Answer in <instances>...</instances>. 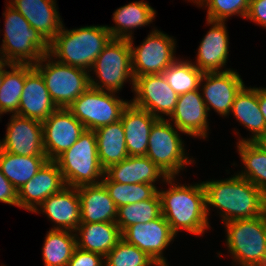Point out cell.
Listing matches in <instances>:
<instances>
[{"instance_id": "6da1fadb", "label": "cell", "mask_w": 266, "mask_h": 266, "mask_svg": "<svg viewBox=\"0 0 266 266\" xmlns=\"http://www.w3.org/2000/svg\"><path fill=\"white\" fill-rule=\"evenodd\" d=\"M206 212L218 208L222 222L255 218L266 213V195L238 174L223 180L203 181Z\"/></svg>"}, {"instance_id": "7a4b0ae2", "label": "cell", "mask_w": 266, "mask_h": 266, "mask_svg": "<svg viewBox=\"0 0 266 266\" xmlns=\"http://www.w3.org/2000/svg\"><path fill=\"white\" fill-rule=\"evenodd\" d=\"M176 177H169L165 183L168 190H158L161 199V214L177 235L185 230L193 235H202L210 229L206 212V194L203 183L191 185L175 184Z\"/></svg>"}, {"instance_id": "3957f363", "label": "cell", "mask_w": 266, "mask_h": 266, "mask_svg": "<svg viewBox=\"0 0 266 266\" xmlns=\"http://www.w3.org/2000/svg\"><path fill=\"white\" fill-rule=\"evenodd\" d=\"M49 43V55L65 65L90 72L98 55L112 39L106 25L65 29Z\"/></svg>"}, {"instance_id": "277c9868", "label": "cell", "mask_w": 266, "mask_h": 266, "mask_svg": "<svg viewBox=\"0 0 266 266\" xmlns=\"http://www.w3.org/2000/svg\"><path fill=\"white\" fill-rule=\"evenodd\" d=\"M4 11V39L0 48L3 61L12 64H36L49 54V43L10 4Z\"/></svg>"}, {"instance_id": "5b68a950", "label": "cell", "mask_w": 266, "mask_h": 266, "mask_svg": "<svg viewBox=\"0 0 266 266\" xmlns=\"http://www.w3.org/2000/svg\"><path fill=\"white\" fill-rule=\"evenodd\" d=\"M55 161L66 186L77 188L83 185H97L105 175L98 158L96 135L92 130H85Z\"/></svg>"}, {"instance_id": "8992f818", "label": "cell", "mask_w": 266, "mask_h": 266, "mask_svg": "<svg viewBox=\"0 0 266 266\" xmlns=\"http://www.w3.org/2000/svg\"><path fill=\"white\" fill-rule=\"evenodd\" d=\"M226 245L233 261L240 266H258L266 253V213L223 223Z\"/></svg>"}, {"instance_id": "52a82bcc", "label": "cell", "mask_w": 266, "mask_h": 266, "mask_svg": "<svg viewBox=\"0 0 266 266\" xmlns=\"http://www.w3.org/2000/svg\"><path fill=\"white\" fill-rule=\"evenodd\" d=\"M33 67L43 77L57 108H67L90 87V72L57 62L49 54H45Z\"/></svg>"}, {"instance_id": "ba28073f", "label": "cell", "mask_w": 266, "mask_h": 266, "mask_svg": "<svg viewBox=\"0 0 266 266\" xmlns=\"http://www.w3.org/2000/svg\"><path fill=\"white\" fill-rule=\"evenodd\" d=\"M93 70L98 81L90 76V86L96 89L118 93L128 80L134 89L132 54L127 39H111L95 60ZM98 81V82H97Z\"/></svg>"}, {"instance_id": "9c48e42d", "label": "cell", "mask_w": 266, "mask_h": 266, "mask_svg": "<svg viewBox=\"0 0 266 266\" xmlns=\"http://www.w3.org/2000/svg\"><path fill=\"white\" fill-rule=\"evenodd\" d=\"M172 125L165 118L153 124L146 153L168 177H176L187 164L194 162V158H189L185 153L184 143L179 136L181 131Z\"/></svg>"}, {"instance_id": "30bf717a", "label": "cell", "mask_w": 266, "mask_h": 266, "mask_svg": "<svg viewBox=\"0 0 266 266\" xmlns=\"http://www.w3.org/2000/svg\"><path fill=\"white\" fill-rule=\"evenodd\" d=\"M116 92L89 87L67 109L84 125L86 130L120 121L123 110L130 102L115 95Z\"/></svg>"}, {"instance_id": "8fae6325", "label": "cell", "mask_w": 266, "mask_h": 266, "mask_svg": "<svg viewBox=\"0 0 266 266\" xmlns=\"http://www.w3.org/2000/svg\"><path fill=\"white\" fill-rule=\"evenodd\" d=\"M128 40L135 79L146 74H162L177 59L176 39L158 29L152 30L139 46L133 45V38Z\"/></svg>"}, {"instance_id": "7c38bea8", "label": "cell", "mask_w": 266, "mask_h": 266, "mask_svg": "<svg viewBox=\"0 0 266 266\" xmlns=\"http://www.w3.org/2000/svg\"><path fill=\"white\" fill-rule=\"evenodd\" d=\"M135 94L130 102L158 119L170 117L178 101V94L169 86L163 74H146L134 80Z\"/></svg>"}, {"instance_id": "4fadbf2b", "label": "cell", "mask_w": 266, "mask_h": 266, "mask_svg": "<svg viewBox=\"0 0 266 266\" xmlns=\"http://www.w3.org/2000/svg\"><path fill=\"white\" fill-rule=\"evenodd\" d=\"M121 235L125 242L145 252L158 266H169L163 251L176 235L162 214L148 223H137L125 228Z\"/></svg>"}, {"instance_id": "5bb4252c", "label": "cell", "mask_w": 266, "mask_h": 266, "mask_svg": "<svg viewBox=\"0 0 266 266\" xmlns=\"http://www.w3.org/2000/svg\"><path fill=\"white\" fill-rule=\"evenodd\" d=\"M42 129L46 157L53 161L68 150L86 130L67 108H57L42 122Z\"/></svg>"}, {"instance_id": "9a60e30c", "label": "cell", "mask_w": 266, "mask_h": 266, "mask_svg": "<svg viewBox=\"0 0 266 266\" xmlns=\"http://www.w3.org/2000/svg\"><path fill=\"white\" fill-rule=\"evenodd\" d=\"M200 86L208 112L213 108L217 114L225 117L229 116L235 96L244 86V82L239 73L231 69L203 73Z\"/></svg>"}, {"instance_id": "2e32d148", "label": "cell", "mask_w": 266, "mask_h": 266, "mask_svg": "<svg viewBox=\"0 0 266 266\" xmlns=\"http://www.w3.org/2000/svg\"><path fill=\"white\" fill-rule=\"evenodd\" d=\"M0 149L16 155H46L43 144L42 122L12 114Z\"/></svg>"}, {"instance_id": "e0dca14e", "label": "cell", "mask_w": 266, "mask_h": 266, "mask_svg": "<svg viewBox=\"0 0 266 266\" xmlns=\"http://www.w3.org/2000/svg\"><path fill=\"white\" fill-rule=\"evenodd\" d=\"M65 186L56 161L47 160L37 174L18 190V207L33 213L45 199Z\"/></svg>"}, {"instance_id": "ac0fdd59", "label": "cell", "mask_w": 266, "mask_h": 266, "mask_svg": "<svg viewBox=\"0 0 266 266\" xmlns=\"http://www.w3.org/2000/svg\"><path fill=\"white\" fill-rule=\"evenodd\" d=\"M200 89L178 96V101L169 120L182 133L194 138L206 139L208 136V110Z\"/></svg>"}, {"instance_id": "d6986e66", "label": "cell", "mask_w": 266, "mask_h": 266, "mask_svg": "<svg viewBox=\"0 0 266 266\" xmlns=\"http://www.w3.org/2000/svg\"><path fill=\"white\" fill-rule=\"evenodd\" d=\"M56 109L41 74L33 65L25 64V83L17 115L43 122Z\"/></svg>"}, {"instance_id": "ffe728a7", "label": "cell", "mask_w": 266, "mask_h": 266, "mask_svg": "<svg viewBox=\"0 0 266 266\" xmlns=\"http://www.w3.org/2000/svg\"><path fill=\"white\" fill-rule=\"evenodd\" d=\"M44 213L55 223L51 229L75 232L80 219V197L75 187L65 186L61 191L50 195L33 213Z\"/></svg>"}, {"instance_id": "44dd1931", "label": "cell", "mask_w": 266, "mask_h": 266, "mask_svg": "<svg viewBox=\"0 0 266 266\" xmlns=\"http://www.w3.org/2000/svg\"><path fill=\"white\" fill-rule=\"evenodd\" d=\"M206 21L207 24L212 26L200 42L196 60L192 63L203 73L231 70L230 68L222 70L226 65L229 54V36L225 22Z\"/></svg>"}, {"instance_id": "7402d4cb", "label": "cell", "mask_w": 266, "mask_h": 266, "mask_svg": "<svg viewBox=\"0 0 266 266\" xmlns=\"http://www.w3.org/2000/svg\"><path fill=\"white\" fill-rule=\"evenodd\" d=\"M16 9L48 43L63 26L55 0H10Z\"/></svg>"}, {"instance_id": "603a6c76", "label": "cell", "mask_w": 266, "mask_h": 266, "mask_svg": "<svg viewBox=\"0 0 266 266\" xmlns=\"http://www.w3.org/2000/svg\"><path fill=\"white\" fill-rule=\"evenodd\" d=\"M157 120L154 115L137 108L131 102L123 110L120 121L129 156H146L150 131Z\"/></svg>"}, {"instance_id": "cb8c5ba5", "label": "cell", "mask_w": 266, "mask_h": 266, "mask_svg": "<svg viewBox=\"0 0 266 266\" xmlns=\"http://www.w3.org/2000/svg\"><path fill=\"white\" fill-rule=\"evenodd\" d=\"M105 175L111 181L121 184L147 183L155 187L154 183L161 177L163 182L169 178L147 156H128L106 169Z\"/></svg>"}, {"instance_id": "d4e9b609", "label": "cell", "mask_w": 266, "mask_h": 266, "mask_svg": "<svg viewBox=\"0 0 266 266\" xmlns=\"http://www.w3.org/2000/svg\"><path fill=\"white\" fill-rule=\"evenodd\" d=\"M80 197L81 223L115 222L117 206L105 186L83 185L77 187Z\"/></svg>"}, {"instance_id": "484cf974", "label": "cell", "mask_w": 266, "mask_h": 266, "mask_svg": "<svg viewBox=\"0 0 266 266\" xmlns=\"http://www.w3.org/2000/svg\"><path fill=\"white\" fill-rule=\"evenodd\" d=\"M77 248L105 257L122 239L116 222L80 223L75 230Z\"/></svg>"}, {"instance_id": "4316f807", "label": "cell", "mask_w": 266, "mask_h": 266, "mask_svg": "<svg viewBox=\"0 0 266 266\" xmlns=\"http://www.w3.org/2000/svg\"><path fill=\"white\" fill-rule=\"evenodd\" d=\"M231 113L237 121L251 131V138H241L238 142L255 141L260 135L266 132L264 116L258 104V88L246 87L245 85L235 96Z\"/></svg>"}, {"instance_id": "83f0119b", "label": "cell", "mask_w": 266, "mask_h": 266, "mask_svg": "<svg viewBox=\"0 0 266 266\" xmlns=\"http://www.w3.org/2000/svg\"><path fill=\"white\" fill-rule=\"evenodd\" d=\"M156 10L149 3L135 1L116 9L113 13L115 26H107L113 39H131L132 30L146 26L153 22Z\"/></svg>"}, {"instance_id": "f1b7e54d", "label": "cell", "mask_w": 266, "mask_h": 266, "mask_svg": "<svg viewBox=\"0 0 266 266\" xmlns=\"http://www.w3.org/2000/svg\"><path fill=\"white\" fill-rule=\"evenodd\" d=\"M94 132L97 139L98 158L104 170L129 156L121 121L99 127Z\"/></svg>"}, {"instance_id": "f546056e", "label": "cell", "mask_w": 266, "mask_h": 266, "mask_svg": "<svg viewBox=\"0 0 266 266\" xmlns=\"http://www.w3.org/2000/svg\"><path fill=\"white\" fill-rule=\"evenodd\" d=\"M47 160L46 155H16L0 149V170L17 191L37 174Z\"/></svg>"}, {"instance_id": "4dcf8cb0", "label": "cell", "mask_w": 266, "mask_h": 266, "mask_svg": "<svg viewBox=\"0 0 266 266\" xmlns=\"http://www.w3.org/2000/svg\"><path fill=\"white\" fill-rule=\"evenodd\" d=\"M77 248L75 232L50 229L42 247L45 266H66Z\"/></svg>"}, {"instance_id": "1f68e13d", "label": "cell", "mask_w": 266, "mask_h": 266, "mask_svg": "<svg viewBox=\"0 0 266 266\" xmlns=\"http://www.w3.org/2000/svg\"><path fill=\"white\" fill-rule=\"evenodd\" d=\"M237 150L245 167L237 173L258 187L266 195V152L253 141L238 142Z\"/></svg>"}, {"instance_id": "d6a6232c", "label": "cell", "mask_w": 266, "mask_h": 266, "mask_svg": "<svg viewBox=\"0 0 266 266\" xmlns=\"http://www.w3.org/2000/svg\"><path fill=\"white\" fill-rule=\"evenodd\" d=\"M6 66L11 71L7 70ZM24 83L25 64H12L5 61V76L0 86V116L8 112L9 114L18 113Z\"/></svg>"}, {"instance_id": "836d02e7", "label": "cell", "mask_w": 266, "mask_h": 266, "mask_svg": "<svg viewBox=\"0 0 266 266\" xmlns=\"http://www.w3.org/2000/svg\"><path fill=\"white\" fill-rule=\"evenodd\" d=\"M160 215L161 199L157 191L150 199L119 207L115 222L122 232L131 225L148 223L158 218Z\"/></svg>"}, {"instance_id": "e575fe53", "label": "cell", "mask_w": 266, "mask_h": 266, "mask_svg": "<svg viewBox=\"0 0 266 266\" xmlns=\"http://www.w3.org/2000/svg\"><path fill=\"white\" fill-rule=\"evenodd\" d=\"M162 74L169 86L182 95L200 88L203 72L189 60L176 59Z\"/></svg>"}, {"instance_id": "d590c367", "label": "cell", "mask_w": 266, "mask_h": 266, "mask_svg": "<svg viewBox=\"0 0 266 266\" xmlns=\"http://www.w3.org/2000/svg\"><path fill=\"white\" fill-rule=\"evenodd\" d=\"M101 183L107 189L117 208L150 199L158 191V188L152 184H121L111 181L106 175H104Z\"/></svg>"}, {"instance_id": "8d00e7d4", "label": "cell", "mask_w": 266, "mask_h": 266, "mask_svg": "<svg viewBox=\"0 0 266 266\" xmlns=\"http://www.w3.org/2000/svg\"><path fill=\"white\" fill-rule=\"evenodd\" d=\"M109 266H158L145 252L121 239L104 257Z\"/></svg>"}, {"instance_id": "74e56055", "label": "cell", "mask_w": 266, "mask_h": 266, "mask_svg": "<svg viewBox=\"0 0 266 266\" xmlns=\"http://www.w3.org/2000/svg\"><path fill=\"white\" fill-rule=\"evenodd\" d=\"M250 0H199L198 7L207 6V18L210 21H227L233 15L246 18Z\"/></svg>"}, {"instance_id": "f35d334b", "label": "cell", "mask_w": 266, "mask_h": 266, "mask_svg": "<svg viewBox=\"0 0 266 266\" xmlns=\"http://www.w3.org/2000/svg\"><path fill=\"white\" fill-rule=\"evenodd\" d=\"M103 262L101 254L76 248L66 266H100Z\"/></svg>"}, {"instance_id": "ab89813d", "label": "cell", "mask_w": 266, "mask_h": 266, "mask_svg": "<svg viewBox=\"0 0 266 266\" xmlns=\"http://www.w3.org/2000/svg\"><path fill=\"white\" fill-rule=\"evenodd\" d=\"M245 19H249L266 29V0H250Z\"/></svg>"}, {"instance_id": "60d3db41", "label": "cell", "mask_w": 266, "mask_h": 266, "mask_svg": "<svg viewBox=\"0 0 266 266\" xmlns=\"http://www.w3.org/2000/svg\"><path fill=\"white\" fill-rule=\"evenodd\" d=\"M0 202L18 207V191L0 170Z\"/></svg>"}, {"instance_id": "b9f144b4", "label": "cell", "mask_w": 266, "mask_h": 266, "mask_svg": "<svg viewBox=\"0 0 266 266\" xmlns=\"http://www.w3.org/2000/svg\"><path fill=\"white\" fill-rule=\"evenodd\" d=\"M258 104L266 123V88H258Z\"/></svg>"}, {"instance_id": "7bdbcfd3", "label": "cell", "mask_w": 266, "mask_h": 266, "mask_svg": "<svg viewBox=\"0 0 266 266\" xmlns=\"http://www.w3.org/2000/svg\"><path fill=\"white\" fill-rule=\"evenodd\" d=\"M254 143L266 152V132L260 135Z\"/></svg>"}, {"instance_id": "ee69618b", "label": "cell", "mask_w": 266, "mask_h": 266, "mask_svg": "<svg viewBox=\"0 0 266 266\" xmlns=\"http://www.w3.org/2000/svg\"><path fill=\"white\" fill-rule=\"evenodd\" d=\"M5 76V61L0 64V86L2 85Z\"/></svg>"}, {"instance_id": "f6af8a7d", "label": "cell", "mask_w": 266, "mask_h": 266, "mask_svg": "<svg viewBox=\"0 0 266 266\" xmlns=\"http://www.w3.org/2000/svg\"><path fill=\"white\" fill-rule=\"evenodd\" d=\"M258 266H266V253H265L264 257H263L262 262Z\"/></svg>"}, {"instance_id": "bcb514c9", "label": "cell", "mask_w": 266, "mask_h": 266, "mask_svg": "<svg viewBox=\"0 0 266 266\" xmlns=\"http://www.w3.org/2000/svg\"><path fill=\"white\" fill-rule=\"evenodd\" d=\"M100 266H109L106 262H103Z\"/></svg>"}, {"instance_id": "7dc6e473", "label": "cell", "mask_w": 266, "mask_h": 266, "mask_svg": "<svg viewBox=\"0 0 266 266\" xmlns=\"http://www.w3.org/2000/svg\"><path fill=\"white\" fill-rule=\"evenodd\" d=\"M189 1H191V0H189ZM199 0H192L191 2H193V3H197Z\"/></svg>"}, {"instance_id": "c3c4849f", "label": "cell", "mask_w": 266, "mask_h": 266, "mask_svg": "<svg viewBox=\"0 0 266 266\" xmlns=\"http://www.w3.org/2000/svg\"><path fill=\"white\" fill-rule=\"evenodd\" d=\"M3 62V59H2V57L0 56V64Z\"/></svg>"}]
</instances>
